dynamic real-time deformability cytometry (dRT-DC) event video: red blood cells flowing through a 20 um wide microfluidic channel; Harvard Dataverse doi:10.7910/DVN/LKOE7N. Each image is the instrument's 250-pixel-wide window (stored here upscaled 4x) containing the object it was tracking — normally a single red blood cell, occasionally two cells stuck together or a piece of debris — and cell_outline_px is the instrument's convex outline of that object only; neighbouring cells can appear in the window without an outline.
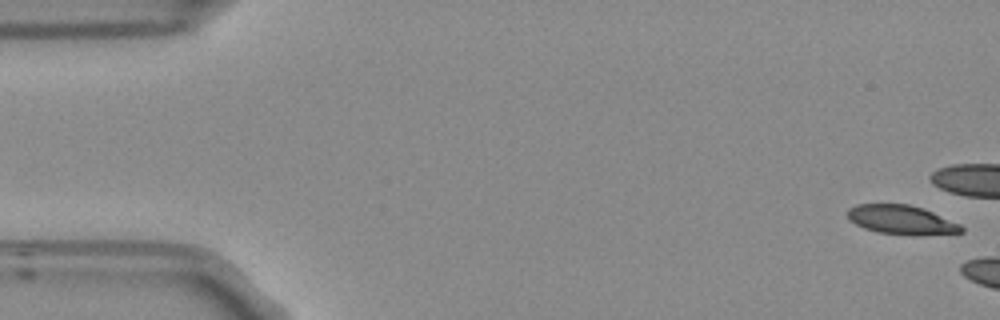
{"species": "Egyptian fruit bat (a non-hibernating species)", "species_latin": "Rousettus aegyptiacus", "temperature_condition": "room temperature", "stored_images_in_passage": 6, "camera_frame_rate_fps": 3000, "um_per_image_px": 0.085, "frame": {"image": 1, "passage_image": 1, "time_ms": 0.0, "image_size_px": [1000, 320], "cell_outline_px": [[964, 232], [912, 236], [876, 232], [864, 228], [848, 220], [848, 208], [856, 204], [908, 204], [924, 208], [960, 224], [964, 228]], "centroid_in_image_um": [76.62, 18.69], "position_along_channel_um": 8.4, "area_um2": 19.54}}